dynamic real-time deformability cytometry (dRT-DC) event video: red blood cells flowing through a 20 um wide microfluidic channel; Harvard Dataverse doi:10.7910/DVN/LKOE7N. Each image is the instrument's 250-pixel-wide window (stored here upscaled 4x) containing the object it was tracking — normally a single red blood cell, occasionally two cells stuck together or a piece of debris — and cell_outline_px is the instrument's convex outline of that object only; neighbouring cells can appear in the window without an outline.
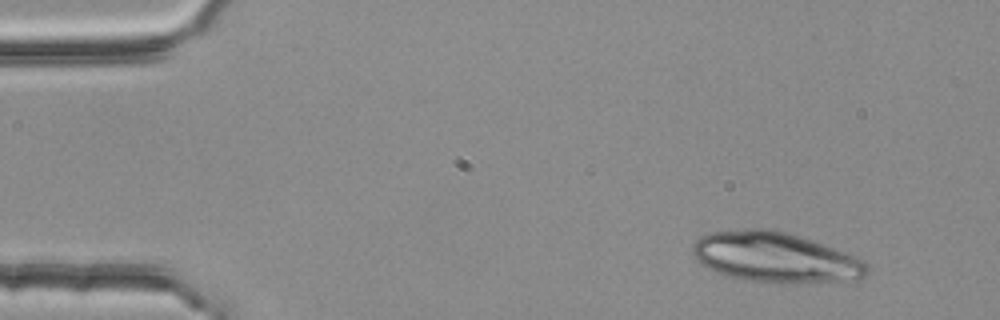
{"species": "common noctule bat (a hibernating species)", "species_latin": "Nyctalus noctula", "temperature_condition": "room temperature", "stored_images_in_passage": 3, "camera_frame_rate_fps": 3000, "um_per_image_px": 0.085, "animal": {"sex": "female", "body_mass_g": 25.1}, "frame": {"image": 1, "passage_image": 1, "time_ms": 0.0, "image_size_px": [1000, 320], "cell_outline_px": [[868, 276], [856, 280], [792, 284], [788, 284], [752, 280], [724, 276], [696, 260], [692, 256], [692, 244], [700, 236], [712, 232], [748, 228], [768, 228], [788, 232], [812, 240], [856, 256], [864, 260], [868, 264]], "centroid_in_image_um": [65.93, 21.88], "position_along_channel_um": 19.1, "area_um2": 51.56}}